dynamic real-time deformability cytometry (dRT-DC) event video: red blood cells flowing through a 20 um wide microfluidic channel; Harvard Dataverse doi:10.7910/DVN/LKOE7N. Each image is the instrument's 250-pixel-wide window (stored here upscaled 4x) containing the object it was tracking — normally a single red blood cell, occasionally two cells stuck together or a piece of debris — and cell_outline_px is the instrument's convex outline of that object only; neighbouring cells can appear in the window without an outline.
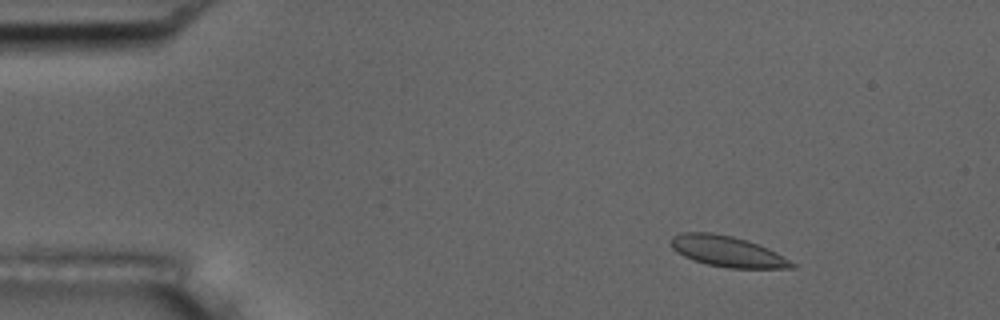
{"species": "common noctule bat (a hibernating species)", "species_latin": "Nyctalus noctula", "temperature_condition": "room temperature", "stored_images_in_passage": 56, "camera_frame_rate_fps": 3000, "um_per_image_px": 0.085, "animal": {"sex": "male", "body_mass_g": 17.5, "forearm_length_mm": 52.3}, "frame": {"image": 1, "passage_image": 7, "time_ms": 2.0, "image_size_px": [1000, 320], "cell_outline_px": [[796, 268], [728, 268], [708, 264], [692, 260], [676, 252], [668, 244], [672, 236], [684, 232], [712, 232], [732, 236], [748, 240], [768, 248], [776, 252], [796, 264]], "centroid_in_image_um": [61.79, 21.36], "position_along_channel_um": 23.2, "area_um2": 21.85}}
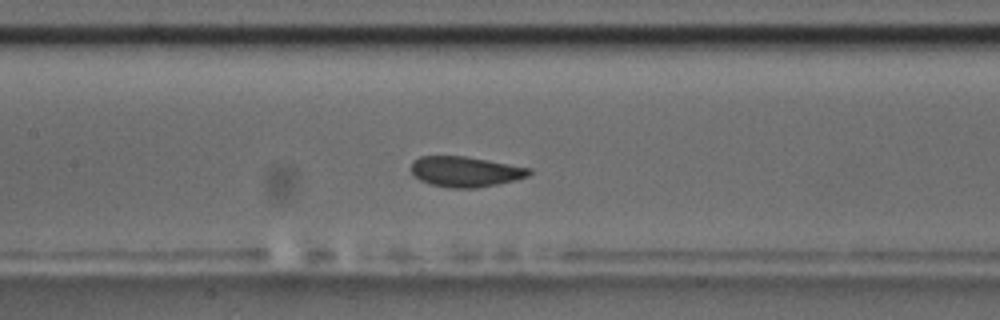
{"frame": {"image": 2, "passage_image": 26, "time_ms": 8.333, "image_size_px": [1000, 320], "cell_outline_px": [[532, 172], [528, 176], [516, 180], [476, 188], [448, 188], [432, 184], [420, 180], [412, 172], [412, 160], [420, 156], [464, 156], [488, 160], [532, 168]], "centroid_in_image_um": [39.58, 14.58], "position_along_channel_um": 167.8, "area_um2": 20.87}}
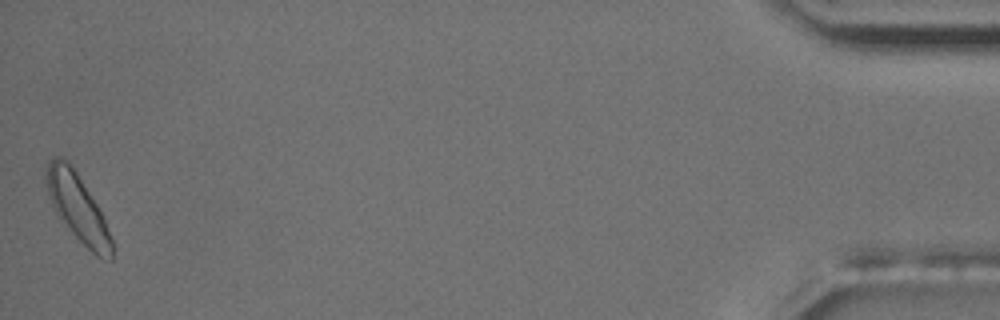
{"frame": {"image": 3, "passage_image": 56, "time_ms": 18.333, "image_size_px": [1000, 320], "cell_outline_px": [[116, 248], [112, 260], [108, 260], [96, 256], [56, 216], [48, 196], [48, 164], [56, 156], [60, 156], [68, 160], [76, 172], [104, 216], [116, 244]], "centroid_in_image_um": [6.69, 17.75], "position_along_channel_um": 428.5, "area_um2": 25.66}}